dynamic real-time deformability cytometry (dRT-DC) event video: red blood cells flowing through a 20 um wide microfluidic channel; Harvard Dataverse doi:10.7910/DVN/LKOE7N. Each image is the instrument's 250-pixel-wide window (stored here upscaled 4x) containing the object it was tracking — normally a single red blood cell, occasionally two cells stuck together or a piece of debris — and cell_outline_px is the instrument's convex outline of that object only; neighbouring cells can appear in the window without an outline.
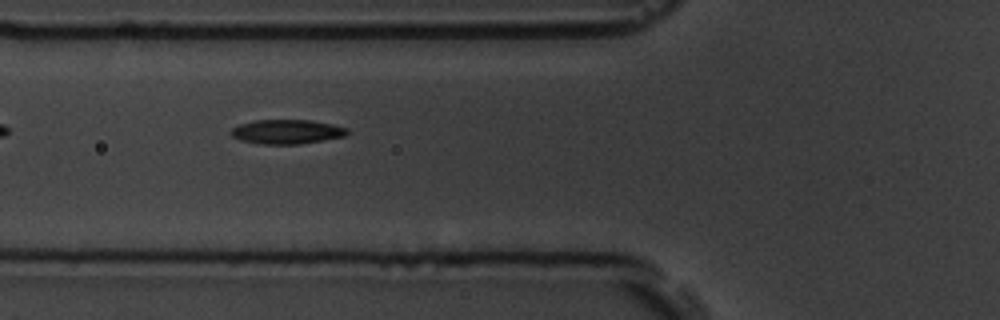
{"species": "common noctule bat (a hibernating species)", "species_latin": "Nyctalus noctula", "temperature_condition": "room temperature", "stored_images_in_passage": 13, "camera_frame_rate_fps": 3000, "um_per_image_px": 0.085, "animal": {"sex": "male", "body_mass_g": 19.5, "forearm_length_mm": 54.6}, "frame": {"image": 1, "passage_image": 4, "time_ms": 3.667, "image_size_px": [1000, 320], "cell_outline_px": [[348, 132], [344, 136], [300, 144], [260, 144], [240, 140], [232, 136], [228, 132], [232, 128], [240, 124], [256, 120], [312, 120], [332, 124], [348, 128]], "centroid_in_image_um": [24.35, 11.19], "position_along_channel_um": 101.4, "area_um2": 16.47}}
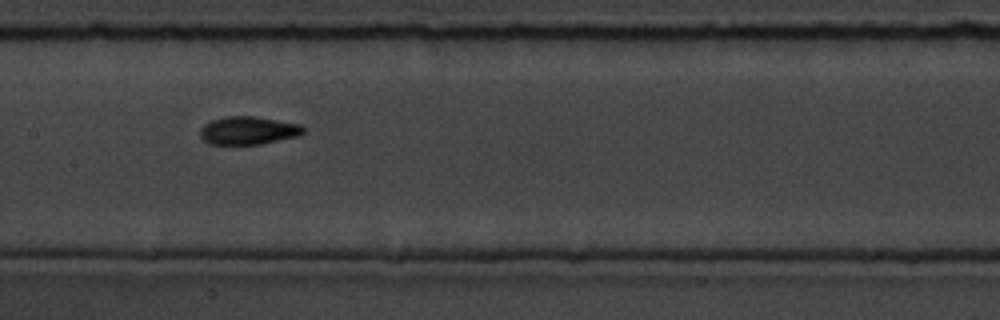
{"frame": {"image": 2, "passage_image": 6, "time_ms": 6.0, "image_size_px": [1000, 320], "cell_outline_px": [[304, 132], [300, 136], [260, 144], [208, 144], [200, 136], [200, 128], [204, 124], [212, 120], [228, 116], [256, 116], [300, 124], [304, 128]], "centroid_in_image_um": [21.11, 11.09], "position_along_channel_um": 186.3, "area_um2": 16.94}, "authors_computed_cell_mechanics": {"area_um2": 16.8776, "velocity_mm_per_s": 3.6361, "shape_relaxation_time_tau1_ms": 3.1508, "shape_relaxation_time_tau2_ms": 3.7804, "deformation_change_tau1": 0.1214, "deformation_change_tau2": 0.0846}}